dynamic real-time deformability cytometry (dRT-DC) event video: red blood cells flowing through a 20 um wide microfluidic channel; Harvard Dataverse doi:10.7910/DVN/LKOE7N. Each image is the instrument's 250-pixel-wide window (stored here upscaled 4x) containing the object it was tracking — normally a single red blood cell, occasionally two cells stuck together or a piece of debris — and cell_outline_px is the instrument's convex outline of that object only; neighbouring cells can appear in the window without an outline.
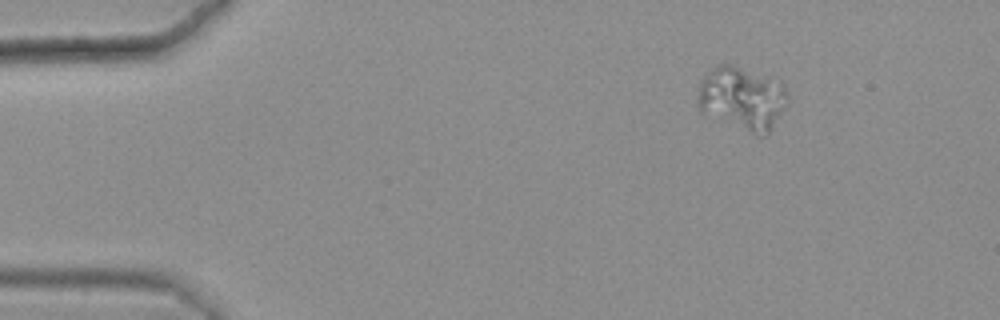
{"species": "common noctule bat (a hibernating species)", "species_latin": "Nyctalus noctula", "temperature_condition": "warm", "stored_images_in_passage": 45, "camera_frame_rate_fps": 3000, "um_per_image_px": 0.085, "animal": {"sex": "female", "body_mass_g": 25.1}, "frame": {"image": 1, "passage_image": 1, "time_ms": 0.0, "image_size_px": [1000, 320], "cell_outline_px": [[788, 104], [768, 136], [756, 136], [700, 112], [696, 104], [696, 96], [700, 80], [704, 72], [716, 64], [732, 64], [780, 80], [788, 92]], "centroid_in_image_um": [63.07, 8.36], "position_along_channel_um": 21.9, "area_um2": 34.45}}
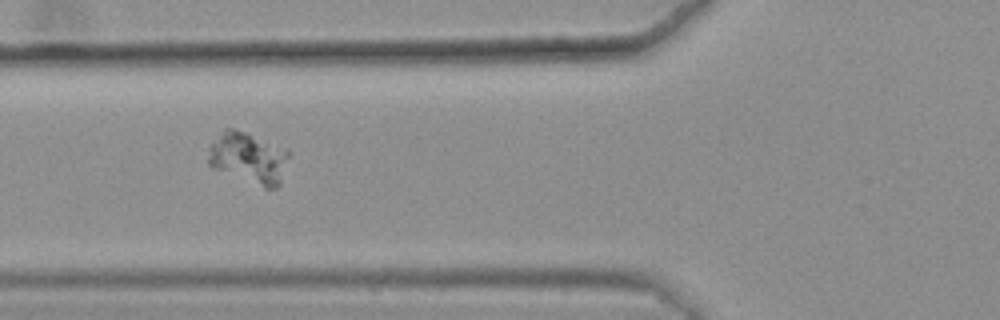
{"frame": {"image": 2, "passage_image": 15, "time_ms": 4.667, "image_size_px": [1000, 320], "cell_outline_px": [[288, 156], [280, 184], [276, 188], [264, 188], [212, 168], [208, 164], [208, 148], [224, 128], [232, 128], [244, 132], [288, 148]], "centroid_in_image_um": [21.11, 13.43], "position_along_channel_um": 104.7, "area_um2": 24.04}}
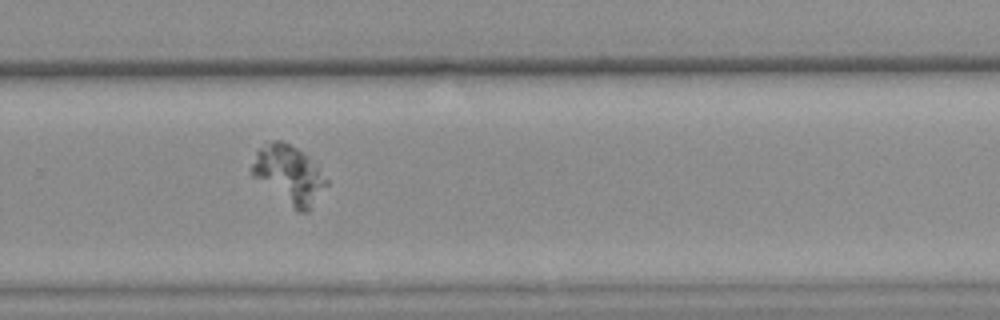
{"frame": {"image": 3, "passage_image": 32, "time_ms": 10.333, "image_size_px": [1000, 320], "cell_outline_px": [[328, 184], [308, 212], [296, 212], [252, 176], [252, 164], [256, 152], [260, 148], [272, 140], [280, 140], [304, 152], [308, 156], [328, 180]], "centroid_in_image_um": [24.57, 14.87], "position_along_channel_um": 305.2, "area_um2": 25.14}}